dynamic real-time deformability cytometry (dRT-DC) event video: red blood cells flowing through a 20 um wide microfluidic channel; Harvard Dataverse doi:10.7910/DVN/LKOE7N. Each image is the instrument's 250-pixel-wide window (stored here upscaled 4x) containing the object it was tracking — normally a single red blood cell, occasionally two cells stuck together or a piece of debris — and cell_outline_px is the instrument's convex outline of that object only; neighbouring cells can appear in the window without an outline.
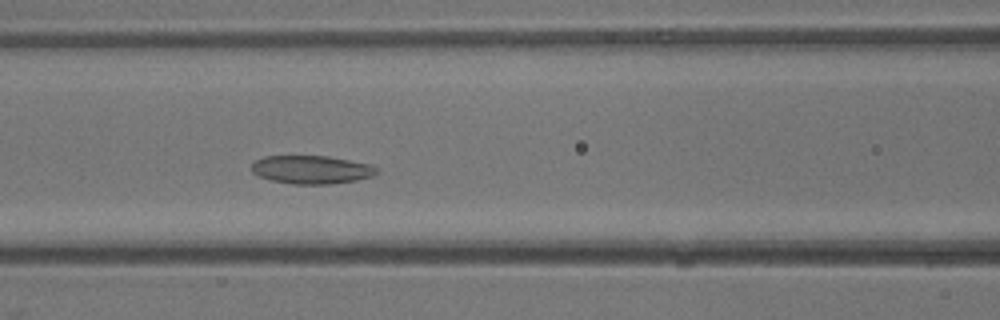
{"species": "common noctule bat (a hibernating species)", "species_latin": "Nyctalus noctula", "temperature_condition": "warm", "stored_images_in_passage": 7, "camera_frame_rate_fps": 3000, "um_per_image_px": 0.085, "animal": {"sex": "male", "body_mass_g": 13.3}, "frame": {"image": 1, "passage_image": 7, "time_ms": 2.0, "image_size_px": [1000, 320], "cell_outline_px": [[376, 172], [372, 176], [356, 180], [332, 184], [292, 184], [272, 180], [260, 176], [252, 172], [252, 164], [256, 160], [264, 156], [328, 156], [372, 164], [376, 168]], "centroid_in_image_um": [26.48, 14.41], "position_along_channel_um": 140.1, "area_um2": 20.52}}